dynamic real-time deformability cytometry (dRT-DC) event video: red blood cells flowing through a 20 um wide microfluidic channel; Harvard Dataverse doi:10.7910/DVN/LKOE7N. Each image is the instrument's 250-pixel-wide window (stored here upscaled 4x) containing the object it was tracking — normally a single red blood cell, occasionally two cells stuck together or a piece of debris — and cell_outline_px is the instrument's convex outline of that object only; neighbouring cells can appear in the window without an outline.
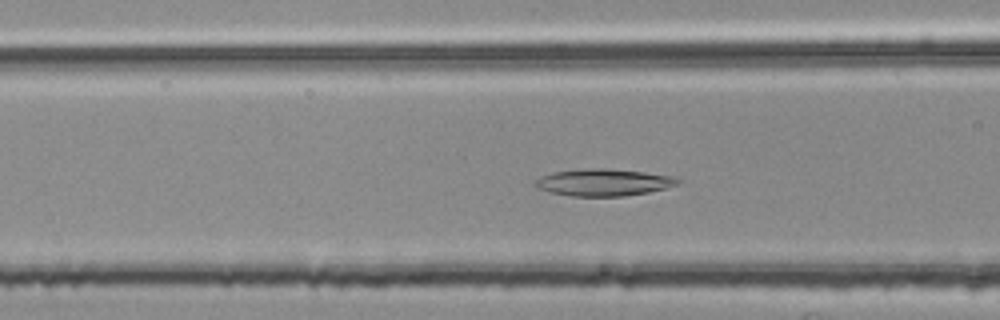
{"species": "common noctule bat (a hibernating species)", "species_latin": "Nyctalus noctula", "temperature_condition": "room temperature", "stored_images_in_passage": 49, "camera_frame_rate_fps": 3000, "um_per_image_px": 0.085, "animal": {"sex": "female", "body_mass_g": 25.1}, "frame": {"image": 1, "passage_image": 18, "time_ms": 5.667, "image_size_px": [1000, 320], "cell_outline_px": [[680, 180], [676, 184], [664, 188], [648, 192], [624, 196], [572, 196], [552, 192], [536, 188], [532, 184], [540, 176], [552, 172], [584, 168], [608, 168], [644, 172], [668, 176]], "centroid_in_image_um": [51.21, 15.49], "position_along_channel_um": 115.4, "area_um2": 22.25}}
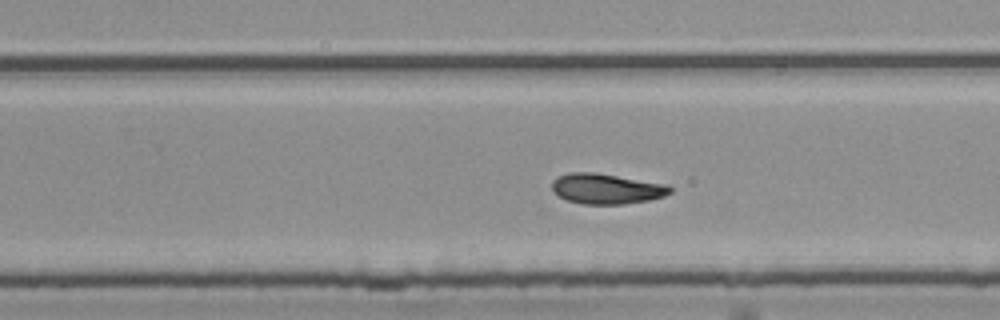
{"frame": {"image": 2, "passage_image": 31, "time_ms": 10.0, "image_size_px": [1000, 320], "cell_outline_px": [[672, 192], [664, 196], [648, 200], [624, 204], [584, 204], [564, 200], [552, 188], [552, 180], [556, 176], [572, 172], [596, 172], [668, 184], [672, 188]], "centroid_in_image_um": [51.55, 16.03], "position_along_channel_um": 278.2, "area_um2": 21.04}}
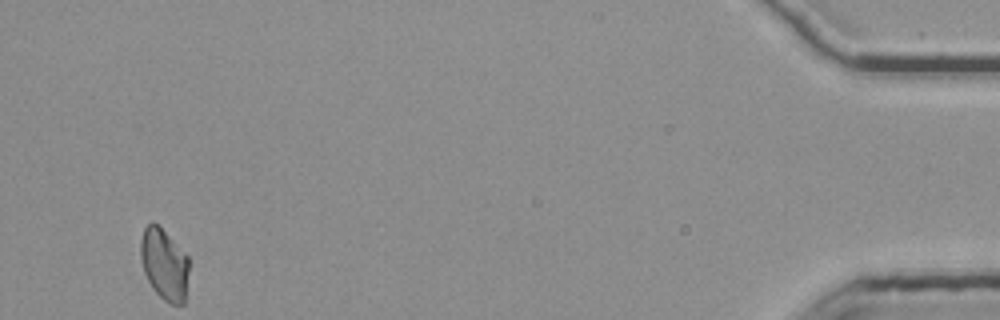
{"frame": {"image": 3, "passage_image": 49, "time_ms": 16.0, "image_size_px": [1000, 320], "cell_outline_px": [[188, 272], [184, 304], [172, 304], [164, 300], [152, 288], [144, 272], [140, 256], [140, 240], [144, 228], [152, 220], [188, 256]], "centroid_in_image_um": [13.94, 22.47], "position_along_channel_um": 421.3, "area_um2": 19.83}}